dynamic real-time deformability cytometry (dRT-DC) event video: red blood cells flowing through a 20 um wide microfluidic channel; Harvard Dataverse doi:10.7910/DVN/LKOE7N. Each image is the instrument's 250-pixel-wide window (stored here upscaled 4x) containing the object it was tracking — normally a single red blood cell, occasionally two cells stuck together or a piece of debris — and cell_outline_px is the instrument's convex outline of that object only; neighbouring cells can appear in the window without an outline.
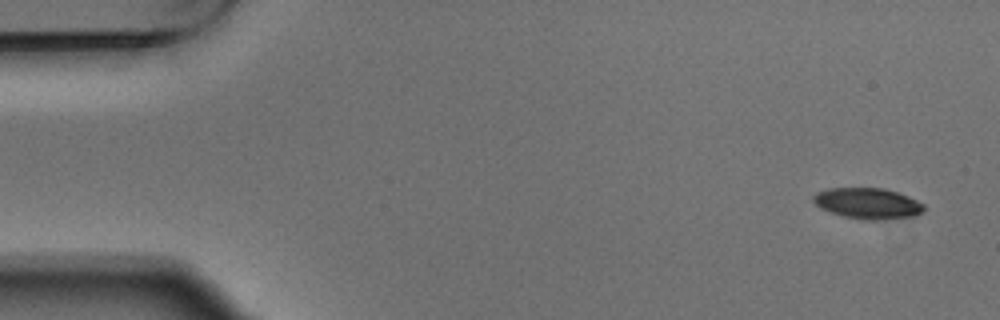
{"species": "Egyptian fruit bat (a non-hibernating species)", "species_latin": "Rousettus aegyptiacus", "temperature_condition": "warm", "stored_images_in_passage": 5, "camera_frame_rate_fps": 3000, "um_per_image_px": 0.085, "animal": {"sex": "male"}, "frame": {"image": 1, "passage_image": 1, "time_ms": 0.0, "image_size_px": [1000, 320], "cell_outline_px": [[924, 208], [916, 216], [876, 220], [864, 220], [844, 216], [828, 212], [820, 208], [812, 200], [812, 196], [816, 192], [828, 188], [884, 188], [908, 196], [924, 204]], "centroid_in_image_um": [73.72, 17.28], "position_along_channel_um": 11.3, "area_um2": 19.94}}
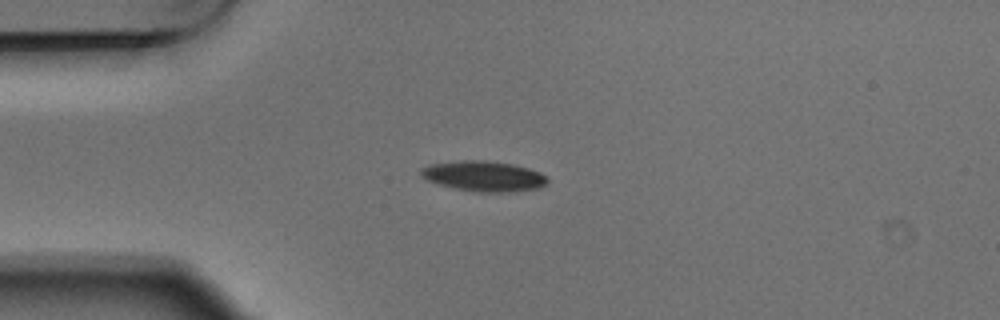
{"frame": {"image": 2, "passage_image": 4, "time_ms": 1.0, "image_size_px": [1000, 320], "cell_outline_px": [[548, 184], [540, 188], [516, 192], [476, 192], [436, 184], [420, 176], [420, 168], [428, 164], [460, 160], [484, 160], [512, 164], [528, 168], [540, 172], [548, 176]], "centroid_in_image_um": [41.13, 14.98], "position_along_channel_um": 43.9, "area_um2": 22.77}}